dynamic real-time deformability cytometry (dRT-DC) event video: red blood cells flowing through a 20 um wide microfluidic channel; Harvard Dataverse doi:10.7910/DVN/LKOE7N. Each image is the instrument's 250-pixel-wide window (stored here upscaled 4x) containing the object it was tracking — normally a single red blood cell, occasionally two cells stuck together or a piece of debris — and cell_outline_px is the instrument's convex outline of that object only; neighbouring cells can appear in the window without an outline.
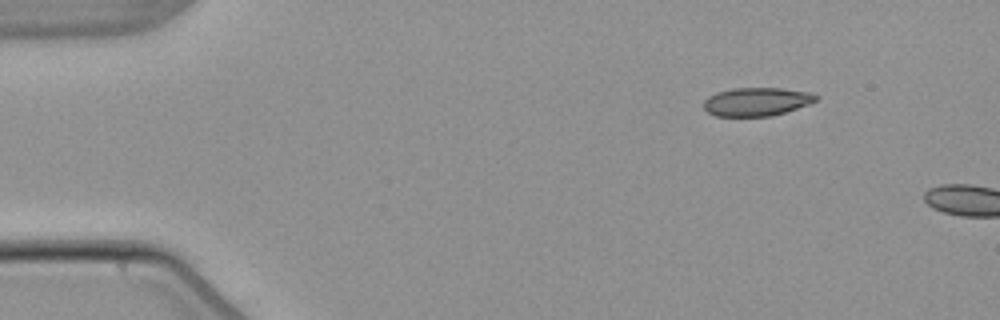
{"species": "common noctule bat (a hibernating species)", "species_latin": "Nyctalus noctula", "temperature_condition": "warm", "stored_images_in_passage": 4, "camera_frame_rate_fps": 3000, "um_per_image_px": 0.085, "animal": {"sex": "male", "body_mass_g": 21.5, "forearm_length_mm": 52.0}, "frame": {"image": 1, "passage_image": 1, "time_ms": 0.0, "image_size_px": [1000, 320], "cell_outline_px": [[820, 96], [816, 100], [808, 104], [772, 116], [716, 116], [708, 112], [704, 108], [704, 100], [708, 96], [716, 92], [732, 88], [780, 88], [812, 92]], "centroid_in_image_um": [64.31, 8.63], "position_along_channel_um": 20.7, "area_um2": 18.61}}